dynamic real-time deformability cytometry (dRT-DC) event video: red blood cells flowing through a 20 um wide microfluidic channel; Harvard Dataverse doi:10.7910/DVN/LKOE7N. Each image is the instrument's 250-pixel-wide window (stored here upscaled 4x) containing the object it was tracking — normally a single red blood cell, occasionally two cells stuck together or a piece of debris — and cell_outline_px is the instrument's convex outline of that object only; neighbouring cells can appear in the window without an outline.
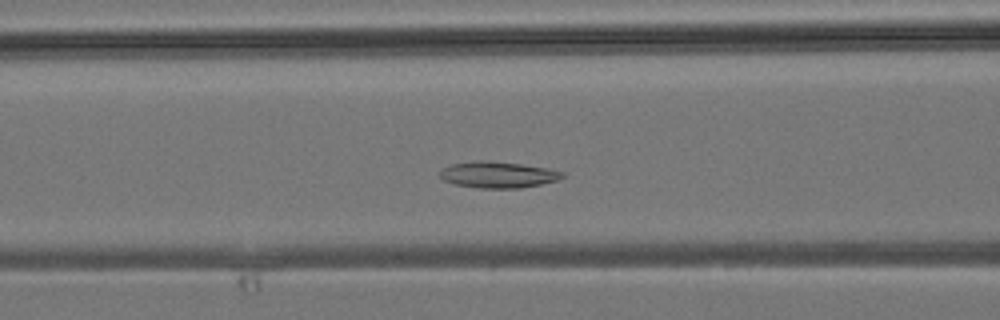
{"species": "common noctule bat (a hibernating species)", "species_latin": "Nyctalus noctula", "temperature_condition": "room temperature", "stored_images_in_passage": 33, "camera_frame_rate_fps": 3000, "um_per_image_px": 0.085, "animal": {"sex": "male", "body_mass_g": 19.2, "forearm_length_mm": 51.8}, "frame": {"image": 1, "passage_image": 8, "time_ms": 2.333, "image_size_px": [1000, 320], "cell_outline_px": [[564, 176], [556, 180], [540, 184], [520, 188], [476, 188], [456, 184], [444, 180], [440, 176], [440, 172], [444, 168], [452, 164], [476, 160], [488, 160], [520, 164], [548, 168], [564, 172]], "centroid_in_image_um": [42.33, 14.84], "position_along_channel_um": 124.3, "area_um2": 18.61}}
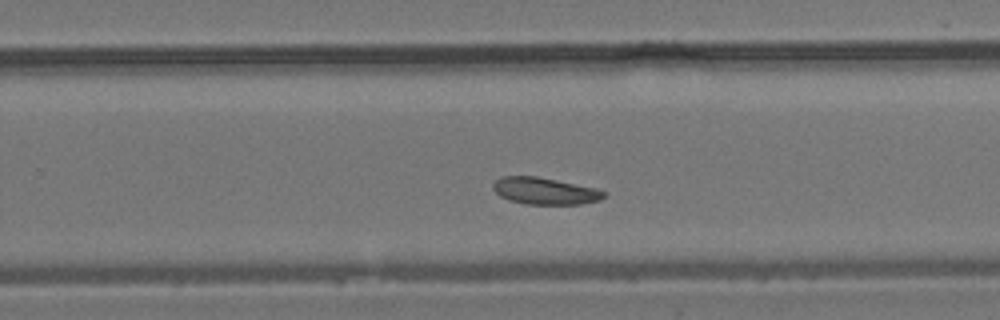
{"frame": {"image": 2, "passage_image": 18, "time_ms": 5.667, "image_size_px": [1000, 320], "cell_outline_px": [[608, 192], [600, 200], [580, 204], [528, 204], [508, 200], [500, 196], [492, 188], [492, 184], [500, 176], [536, 176], [596, 188]], "centroid_in_image_um": [46.3, 16.23], "position_along_channel_um": 283.5, "area_um2": 17.34}}
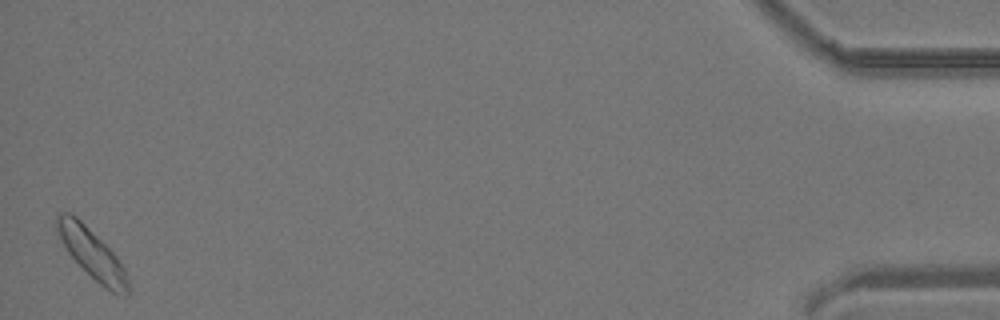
{"frame": {"image": 3, "passage_image": 33, "time_ms": 10.667, "image_size_px": [1000, 320], "cell_outline_px": [[132, 288], [128, 292], [112, 292], [104, 288], [68, 252], [56, 228], [56, 216], [60, 212], [68, 212], [76, 216], [116, 256], [124, 268]], "centroid_in_image_um": [7.83, 21.55], "position_along_channel_um": 427.4, "area_um2": 19.71}}